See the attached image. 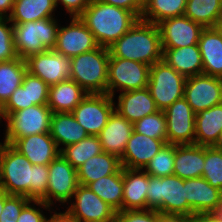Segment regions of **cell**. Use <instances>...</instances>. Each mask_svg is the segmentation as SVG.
<instances>
[{
    "instance_id": "cell-29",
    "label": "cell",
    "mask_w": 222,
    "mask_h": 222,
    "mask_svg": "<svg viewBox=\"0 0 222 222\" xmlns=\"http://www.w3.org/2000/svg\"><path fill=\"white\" fill-rule=\"evenodd\" d=\"M222 130V103L200 111L195 117V144L211 147Z\"/></svg>"
},
{
    "instance_id": "cell-19",
    "label": "cell",
    "mask_w": 222,
    "mask_h": 222,
    "mask_svg": "<svg viewBox=\"0 0 222 222\" xmlns=\"http://www.w3.org/2000/svg\"><path fill=\"white\" fill-rule=\"evenodd\" d=\"M11 145L33 165H49L60 155V150L50 132L15 139Z\"/></svg>"
},
{
    "instance_id": "cell-40",
    "label": "cell",
    "mask_w": 222,
    "mask_h": 222,
    "mask_svg": "<svg viewBox=\"0 0 222 222\" xmlns=\"http://www.w3.org/2000/svg\"><path fill=\"white\" fill-rule=\"evenodd\" d=\"M9 23H11L9 18L0 17V62L18 58L14 44L13 24L9 25Z\"/></svg>"
},
{
    "instance_id": "cell-20",
    "label": "cell",
    "mask_w": 222,
    "mask_h": 222,
    "mask_svg": "<svg viewBox=\"0 0 222 222\" xmlns=\"http://www.w3.org/2000/svg\"><path fill=\"white\" fill-rule=\"evenodd\" d=\"M165 144L163 140L154 139L133 130L124 154L120 158L121 166L128 169L143 170Z\"/></svg>"
},
{
    "instance_id": "cell-25",
    "label": "cell",
    "mask_w": 222,
    "mask_h": 222,
    "mask_svg": "<svg viewBox=\"0 0 222 222\" xmlns=\"http://www.w3.org/2000/svg\"><path fill=\"white\" fill-rule=\"evenodd\" d=\"M203 74L222 78V37L215 27L204 28L198 41Z\"/></svg>"
},
{
    "instance_id": "cell-16",
    "label": "cell",
    "mask_w": 222,
    "mask_h": 222,
    "mask_svg": "<svg viewBox=\"0 0 222 222\" xmlns=\"http://www.w3.org/2000/svg\"><path fill=\"white\" fill-rule=\"evenodd\" d=\"M25 62L27 71L41 78L48 86L65 81L70 77V58L54 50L29 56Z\"/></svg>"
},
{
    "instance_id": "cell-36",
    "label": "cell",
    "mask_w": 222,
    "mask_h": 222,
    "mask_svg": "<svg viewBox=\"0 0 222 222\" xmlns=\"http://www.w3.org/2000/svg\"><path fill=\"white\" fill-rule=\"evenodd\" d=\"M102 152V145L98 136L88 135L78 143L61 147L60 155L77 169L89 158Z\"/></svg>"
},
{
    "instance_id": "cell-26",
    "label": "cell",
    "mask_w": 222,
    "mask_h": 222,
    "mask_svg": "<svg viewBox=\"0 0 222 222\" xmlns=\"http://www.w3.org/2000/svg\"><path fill=\"white\" fill-rule=\"evenodd\" d=\"M162 60L186 78L203 73V61L199 45L163 49Z\"/></svg>"
},
{
    "instance_id": "cell-42",
    "label": "cell",
    "mask_w": 222,
    "mask_h": 222,
    "mask_svg": "<svg viewBox=\"0 0 222 222\" xmlns=\"http://www.w3.org/2000/svg\"><path fill=\"white\" fill-rule=\"evenodd\" d=\"M30 201L25 196L8 195L4 192V207L0 215V222H17L23 207Z\"/></svg>"
},
{
    "instance_id": "cell-35",
    "label": "cell",
    "mask_w": 222,
    "mask_h": 222,
    "mask_svg": "<svg viewBox=\"0 0 222 222\" xmlns=\"http://www.w3.org/2000/svg\"><path fill=\"white\" fill-rule=\"evenodd\" d=\"M184 15L204 28L215 27L221 19L222 0H187Z\"/></svg>"
},
{
    "instance_id": "cell-41",
    "label": "cell",
    "mask_w": 222,
    "mask_h": 222,
    "mask_svg": "<svg viewBox=\"0 0 222 222\" xmlns=\"http://www.w3.org/2000/svg\"><path fill=\"white\" fill-rule=\"evenodd\" d=\"M22 85H28L29 104L47 105L49 86L41 78L26 71Z\"/></svg>"
},
{
    "instance_id": "cell-39",
    "label": "cell",
    "mask_w": 222,
    "mask_h": 222,
    "mask_svg": "<svg viewBox=\"0 0 222 222\" xmlns=\"http://www.w3.org/2000/svg\"><path fill=\"white\" fill-rule=\"evenodd\" d=\"M202 177L212 187L222 191V151L205 146V162Z\"/></svg>"
},
{
    "instance_id": "cell-13",
    "label": "cell",
    "mask_w": 222,
    "mask_h": 222,
    "mask_svg": "<svg viewBox=\"0 0 222 222\" xmlns=\"http://www.w3.org/2000/svg\"><path fill=\"white\" fill-rule=\"evenodd\" d=\"M70 206L66 207L80 222H116L117 211L88 186L79 184Z\"/></svg>"
},
{
    "instance_id": "cell-11",
    "label": "cell",
    "mask_w": 222,
    "mask_h": 222,
    "mask_svg": "<svg viewBox=\"0 0 222 222\" xmlns=\"http://www.w3.org/2000/svg\"><path fill=\"white\" fill-rule=\"evenodd\" d=\"M184 98L195 114L222 103V78L203 73L188 77Z\"/></svg>"
},
{
    "instance_id": "cell-22",
    "label": "cell",
    "mask_w": 222,
    "mask_h": 222,
    "mask_svg": "<svg viewBox=\"0 0 222 222\" xmlns=\"http://www.w3.org/2000/svg\"><path fill=\"white\" fill-rule=\"evenodd\" d=\"M132 131L133 123L114 111L98 135L103 152L113 154L120 159L124 154Z\"/></svg>"
},
{
    "instance_id": "cell-46",
    "label": "cell",
    "mask_w": 222,
    "mask_h": 222,
    "mask_svg": "<svg viewBox=\"0 0 222 222\" xmlns=\"http://www.w3.org/2000/svg\"><path fill=\"white\" fill-rule=\"evenodd\" d=\"M33 203V204H31ZM36 205V206H34ZM39 206V208H36ZM50 209L52 206L41 200H30L22 209L17 222H45L46 216L40 209Z\"/></svg>"
},
{
    "instance_id": "cell-14",
    "label": "cell",
    "mask_w": 222,
    "mask_h": 222,
    "mask_svg": "<svg viewBox=\"0 0 222 222\" xmlns=\"http://www.w3.org/2000/svg\"><path fill=\"white\" fill-rule=\"evenodd\" d=\"M167 120V143L195 144V117L184 97L163 110Z\"/></svg>"
},
{
    "instance_id": "cell-49",
    "label": "cell",
    "mask_w": 222,
    "mask_h": 222,
    "mask_svg": "<svg viewBox=\"0 0 222 222\" xmlns=\"http://www.w3.org/2000/svg\"><path fill=\"white\" fill-rule=\"evenodd\" d=\"M53 208H50V217H46L45 222H80L68 209L65 212H58L55 210L52 212ZM54 213V214H51Z\"/></svg>"
},
{
    "instance_id": "cell-23",
    "label": "cell",
    "mask_w": 222,
    "mask_h": 222,
    "mask_svg": "<svg viewBox=\"0 0 222 222\" xmlns=\"http://www.w3.org/2000/svg\"><path fill=\"white\" fill-rule=\"evenodd\" d=\"M149 175L140 169L123 168L122 210H147Z\"/></svg>"
},
{
    "instance_id": "cell-3",
    "label": "cell",
    "mask_w": 222,
    "mask_h": 222,
    "mask_svg": "<svg viewBox=\"0 0 222 222\" xmlns=\"http://www.w3.org/2000/svg\"><path fill=\"white\" fill-rule=\"evenodd\" d=\"M34 165L11 144L0 142V190L31 200Z\"/></svg>"
},
{
    "instance_id": "cell-31",
    "label": "cell",
    "mask_w": 222,
    "mask_h": 222,
    "mask_svg": "<svg viewBox=\"0 0 222 222\" xmlns=\"http://www.w3.org/2000/svg\"><path fill=\"white\" fill-rule=\"evenodd\" d=\"M55 0H15L9 19L12 24L53 18Z\"/></svg>"
},
{
    "instance_id": "cell-55",
    "label": "cell",
    "mask_w": 222,
    "mask_h": 222,
    "mask_svg": "<svg viewBox=\"0 0 222 222\" xmlns=\"http://www.w3.org/2000/svg\"><path fill=\"white\" fill-rule=\"evenodd\" d=\"M215 28L220 33V35L222 37V20L221 19L216 23Z\"/></svg>"
},
{
    "instance_id": "cell-56",
    "label": "cell",
    "mask_w": 222,
    "mask_h": 222,
    "mask_svg": "<svg viewBox=\"0 0 222 222\" xmlns=\"http://www.w3.org/2000/svg\"><path fill=\"white\" fill-rule=\"evenodd\" d=\"M215 213L222 220V204L217 208Z\"/></svg>"
},
{
    "instance_id": "cell-6",
    "label": "cell",
    "mask_w": 222,
    "mask_h": 222,
    "mask_svg": "<svg viewBox=\"0 0 222 222\" xmlns=\"http://www.w3.org/2000/svg\"><path fill=\"white\" fill-rule=\"evenodd\" d=\"M59 25L57 19L46 18L13 24V37L17 56L26 59L34 54L53 50Z\"/></svg>"
},
{
    "instance_id": "cell-44",
    "label": "cell",
    "mask_w": 222,
    "mask_h": 222,
    "mask_svg": "<svg viewBox=\"0 0 222 222\" xmlns=\"http://www.w3.org/2000/svg\"><path fill=\"white\" fill-rule=\"evenodd\" d=\"M34 104H29L28 85L19 86L2 106L3 115H10Z\"/></svg>"
},
{
    "instance_id": "cell-30",
    "label": "cell",
    "mask_w": 222,
    "mask_h": 222,
    "mask_svg": "<svg viewBox=\"0 0 222 222\" xmlns=\"http://www.w3.org/2000/svg\"><path fill=\"white\" fill-rule=\"evenodd\" d=\"M120 159L107 152L89 158L83 165L77 168L78 182L87 186L101 177L115 174L121 168Z\"/></svg>"
},
{
    "instance_id": "cell-43",
    "label": "cell",
    "mask_w": 222,
    "mask_h": 222,
    "mask_svg": "<svg viewBox=\"0 0 222 222\" xmlns=\"http://www.w3.org/2000/svg\"><path fill=\"white\" fill-rule=\"evenodd\" d=\"M48 165H34V184H31V200H41L47 204Z\"/></svg>"
},
{
    "instance_id": "cell-52",
    "label": "cell",
    "mask_w": 222,
    "mask_h": 222,
    "mask_svg": "<svg viewBox=\"0 0 222 222\" xmlns=\"http://www.w3.org/2000/svg\"><path fill=\"white\" fill-rule=\"evenodd\" d=\"M14 2L15 0H0V17H10L13 11Z\"/></svg>"
},
{
    "instance_id": "cell-57",
    "label": "cell",
    "mask_w": 222,
    "mask_h": 222,
    "mask_svg": "<svg viewBox=\"0 0 222 222\" xmlns=\"http://www.w3.org/2000/svg\"><path fill=\"white\" fill-rule=\"evenodd\" d=\"M1 119L4 120V115H3V111H2V105L0 104V122H1Z\"/></svg>"
},
{
    "instance_id": "cell-2",
    "label": "cell",
    "mask_w": 222,
    "mask_h": 222,
    "mask_svg": "<svg viewBox=\"0 0 222 222\" xmlns=\"http://www.w3.org/2000/svg\"><path fill=\"white\" fill-rule=\"evenodd\" d=\"M110 57L134 60L152 66L163 59L158 25L138 20L109 47Z\"/></svg>"
},
{
    "instance_id": "cell-7",
    "label": "cell",
    "mask_w": 222,
    "mask_h": 222,
    "mask_svg": "<svg viewBox=\"0 0 222 222\" xmlns=\"http://www.w3.org/2000/svg\"><path fill=\"white\" fill-rule=\"evenodd\" d=\"M186 79L164 60L150 66L147 88L159 110H165L176 100L184 97Z\"/></svg>"
},
{
    "instance_id": "cell-18",
    "label": "cell",
    "mask_w": 222,
    "mask_h": 222,
    "mask_svg": "<svg viewBox=\"0 0 222 222\" xmlns=\"http://www.w3.org/2000/svg\"><path fill=\"white\" fill-rule=\"evenodd\" d=\"M185 193L190 216L215 212L222 204V191L212 187L203 177L185 179Z\"/></svg>"
},
{
    "instance_id": "cell-50",
    "label": "cell",
    "mask_w": 222,
    "mask_h": 222,
    "mask_svg": "<svg viewBox=\"0 0 222 222\" xmlns=\"http://www.w3.org/2000/svg\"><path fill=\"white\" fill-rule=\"evenodd\" d=\"M159 222H193V216L159 213Z\"/></svg>"
},
{
    "instance_id": "cell-15",
    "label": "cell",
    "mask_w": 222,
    "mask_h": 222,
    "mask_svg": "<svg viewBox=\"0 0 222 222\" xmlns=\"http://www.w3.org/2000/svg\"><path fill=\"white\" fill-rule=\"evenodd\" d=\"M70 24L60 26L57 31L55 52L72 58L79 54L89 52L99 45L93 33L85 26L79 17H70Z\"/></svg>"
},
{
    "instance_id": "cell-5",
    "label": "cell",
    "mask_w": 222,
    "mask_h": 222,
    "mask_svg": "<svg viewBox=\"0 0 222 222\" xmlns=\"http://www.w3.org/2000/svg\"><path fill=\"white\" fill-rule=\"evenodd\" d=\"M147 209L161 214L190 216V205L186 200L185 179L171 175L149 176L147 189Z\"/></svg>"
},
{
    "instance_id": "cell-45",
    "label": "cell",
    "mask_w": 222,
    "mask_h": 222,
    "mask_svg": "<svg viewBox=\"0 0 222 222\" xmlns=\"http://www.w3.org/2000/svg\"><path fill=\"white\" fill-rule=\"evenodd\" d=\"M116 222H159V212L153 209L117 211Z\"/></svg>"
},
{
    "instance_id": "cell-53",
    "label": "cell",
    "mask_w": 222,
    "mask_h": 222,
    "mask_svg": "<svg viewBox=\"0 0 222 222\" xmlns=\"http://www.w3.org/2000/svg\"><path fill=\"white\" fill-rule=\"evenodd\" d=\"M212 147L214 149L222 151V130L219 134V137H218L217 141L215 142V144Z\"/></svg>"
},
{
    "instance_id": "cell-33",
    "label": "cell",
    "mask_w": 222,
    "mask_h": 222,
    "mask_svg": "<svg viewBox=\"0 0 222 222\" xmlns=\"http://www.w3.org/2000/svg\"><path fill=\"white\" fill-rule=\"evenodd\" d=\"M27 71L26 62L22 58L0 62V104L3 106L12 93L22 85Z\"/></svg>"
},
{
    "instance_id": "cell-4",
    "label": "cell",
    "mask_w": 222,
    "mask_h": 222,
    "mask_svg": "<svg viewBox=\"0 0 222 222\" xmlns=\"http://www.w3.org/2000/svg\"><path fill=\"white\" fill-rule=\"evenodd\" d=\"M109 48L98 46L92 51L70 58V77L88 94H106Z\"/></svg>"
},
{
    "instance_id": "cell-38",
    "label": "cell",
    "mask_w": 222,
    "mask_h": 222,
    "mask_svg": "<svg viewBox=\"0 0 222 222\" xmlns=\"http://www.w3.org/2000/svg\"><path fill=\"white\" fill-rule=\"evenodd\" d=\"M133 130L139 134L167 143V120L163 110L143 117L133 124Z\"/></svg>"
},
{
    "instance_id": "cell-1",
    "label": "cell",
    "mask_w": 222,
    "mask_h": 222,
    "mask_svg": "<svg viewBox=\"0 0 222 222\" xmlns=\"http://www.w3.org/2000/svg\"><path fill=\"white\" fill-rule=\"evenodd\" d=\"M79 18L93 33L97 44L106 48L115 43L139 20L132 11L96 0H91Z\"/></svg>"
},
{
    "instance_id": "cell-34",
    "label": "cell",
    "mask_w": 222,
    "mask_h": 222,
    "mask_svg": "<svg viewBox=\"0 0 222 222\" xmlns=\"http://www.w3.org/2000/svg\"><path fill=\"white\" fill-rule=\"evenodd\" d=\"M187 0H144L140 20L158 24L161 21L185 14Z\"/></svg>"
},
{
    "instance_id": "cell-9",
    "label": "cell",
    "mask_w": 222,
    "mask_h": 222,
    "mask_svg": "<svg viewBox=\"0 0 222 222\" xmlns=\"http://www.w3.org/2000/svg\"><path fill=\"white\" fill-rule=\"evenodd\" d=\"M149 71L148 64L109 57L106 93L114 98L115 90L126 92L147 88Z\"/></svg>"
},
{
    "instance_id": "cell-32",
    "label": "cell",
    "mask_w": 222,
    "mask_h": 222,
    "mask_svg": "<svg viewBox=\"0 0 222 222\" xmlns=\"http://www.w3.org/2000/svg\"><path fill=\"white\" fill-rule=\"evenodd\" d=\"M87 186L116 211H122L123 167L115 174L101 177Z\"/></svg>"
},
{
    "instance_id": "cell-37",
    "label": "cell",
    "mask_w": 222,
    "mask_h": 222,
    "mask_svg": "<svg viewBox=\"0 0 222 222\" xmlns=\"http://www.w3.org/2000/svg\"><path fill=\"white\" fill-rule=\"evenodd\" d=\"M175 144L166 143L143 169L149 176L165 177L174 174Z\"/></svg>"
},
{
    "instance_id": "cell-8",
    "label": "cell",
    "mask_w": 222,
    "mask_h": 222,
    "mask_svg": "<svg viewBox=\"0 0 222 222\" xmlns=\"http://www.w3.org/2000/svg\"><path fill=\"white\" fill-rule=\"evenodd\" d=\"M52 113L48 105H33L4 115V142L11 144L15 139L50 132Z\"/></svg>"
},
{
    "instance_id": "cell-51",
    "label": "cell",
    "mask_w": 222,
    "mask_h": 222,
    "mask_svg": "<svg viewBox=\"0 0 222 222\" xmlns=\"http://www.w3.org/2000/svg\"><path fill=\"white\" fill-rule=\"evenodd\" d=\"M193 222H222L215 212L198 213L193 216Z\"/></svg>"
},
{
    "instance_id": "cell-28",
    "label": "cell",
    "mask_w": 222,
    "mask_h": 222,
    "mask_svg": "<svg viewBox=\"0 0 222 222\" xmlns=\"http://www.w3.org/2000/svg\"><path fill=\"white\" fill-rule=\"evenodd\" d=\"M50 135L60 146L78 143L88 136L85 129L76 121L71 112L52 113Z\"/></svg>"
},
{
    "instance_id": "cell-47",
    "label": "cell",
    "mask_w": 222,
    "mask_h": 222,
    "mask_svg": "<svg viewBox=\"0 0 222 222\" xmlns=\"http://www.w3.org/2000/svg\"><path fill=\"white\" fill-rule=\"evenodd\" d=\"M119 8L132 11L139 19L141 17L144 0H96Z\"/></svg>"
},
{
    "instance_id": "cell-12",
    "label": "cell",
    "mask_w": 222,
    "mask_h": 222,
    "mask_svg": "<svg viewBox=\"0 0 222 222\" xmlns=\"http://www.w3.org/2000/svg\"><path fill=\"white\" fill-rule=\"evenodd\" d=\"M48 169L47 204L55 205L54 200L60 202V205L71 203L79 185L77 170L61 155L48 165Z\"/></svg>"
},
{
    "instance_id": "cell-27",
    "label": "cell",
    "mask_w": 222,
    "mask_h": 222,
    "mask_svg": "<svg viewBox=\"0 0 222 222\" xmlns=\"http://www.w3.org/2000/svg\"><path fill=\"white\" fill-rule=\"evenodd\" d=\"M88 93L72 79L49 86L47 105L53 113L72 112Z\"/></svg>"
},
{
    "instance_id": "cell-54",
    "label": "cell",
    "mask_w": 222,
    "mask_h": 222,
    "mask_svg": "<svg viewBox=\"0 0 222 222\" xmlns=\"http://www.w3.org/2000/svg\"><path fill=\"white\" fill-rule=\"evenodd\" d=\"M4 207V191L0 190V215Z\"/></svg>"
},
{
    "instance_id": "cell-21",
    "label": "cell",
    "mask_w": 222,
    "mask_h": 222,
    "mask_svg": "<svg viewBox=\"0 0 222 222\" xmlns=\"http://www.w3.org/2000/svg\"><path fill=\"white\" fill-rule=\"evenodd\" d=\"M115 111L133 124L145 116L159 111L148 88L121 92Z\"/></svg>"
},
{
    "instance_id": "cell-10",
    "label": "cell",
    "mask_w": 222,
    "mask_h": 222,
    "mask_svg": "<svg viewBox=\"0 0 222 222\" xmlns=\"http://www.w3.org/2000/svg\"><path fill=\"white\" fill-rule=\"evenodd\" d=\"M114 98L106 94H87L71 112L88 135L98 136L115 111Z\"/></svg>"
},
{
    "instance_id": "cell-17",
    "label": "cell",
    "mask_w": 222,
    "mask_h": 222,
    "mask_svg": "<svg viewBox=\"0 0 222 222\" xmlns=\"http://www.w3.org/2000/svg\"><path fill=\"white\" fill-rule=\"evenodd\" d=\"M162 49L181 48L198 45L204 27L185 15L165 19L157 24Z\"/></svg>"
},
{
    "instance_id": "cell-24",
    "label": "cell",
    "mask_w": 222,
    "mask_h": 222,
    "mask_svg": "<svg viewBox=\"0 0 222 222\" xmlns=\"http://www.w3.org/2000/svg\"><path fill=\"white\" fill-rule=\"evenodd\" d=\"M205 162V146L175 144L174 174L181 179L202 177Z\"/></svg>"
},
{
    "instance_id": "cell-48",
    "label": "cell",
    "mask_w": 222,
    "mask_h": 222,
    "mask_svg": "<svg viewBox=\"0 0 222 222\" xmlns=\"http://www.w3.org/2000/svg\"><path fill=\"white\" fill-rule=\"evenodd\" d=\"M90 2L91 0H55L56 7L59 3L62 4L70 17H79Z\"/></svg>"
}]
</instances>
